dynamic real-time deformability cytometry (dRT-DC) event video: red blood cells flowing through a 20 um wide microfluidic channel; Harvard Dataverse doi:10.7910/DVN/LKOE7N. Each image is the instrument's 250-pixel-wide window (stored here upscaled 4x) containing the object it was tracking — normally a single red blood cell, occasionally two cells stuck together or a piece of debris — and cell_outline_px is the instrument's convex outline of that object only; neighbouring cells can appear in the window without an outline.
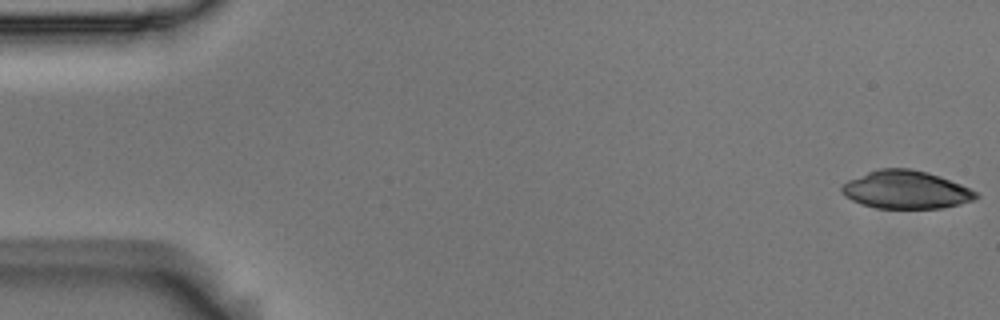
{"species": "Egyptian fruit bat (a non-hibernating species)", "species_latin": "Rousettus aegyptiacus", "temperature_condition": "room temperature", "stored_images_in_passage": 54, "camera_frame_rate_fps": 3000, "um_per_image_px": 0.085, "animal": {"sex": "male"}, "frame": {"image": 1, "passage_image": 1, "time_ms": 0.0, "image_size_px": [1000, 320], "cell_outline_px": [[980, 196], [976, 200], [960, 204], [940, 208], [876, 208], [860, 204], [844, 196], [840, 192], [840, 188], [848, 180], [868, 172], [880, 168], [908, 168], [928, 172], [940, 176], [960, 184], [976, 192]], "centroid_in_image_um": [77.0, 16.13], "position_along_channel_um": 8.0, "area_um2": 29.77}}
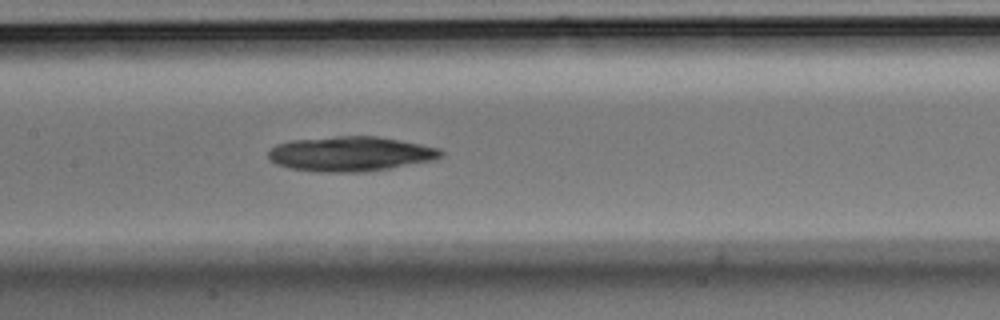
{"frame": {"image": 2, "passage_image": 26, "time_ms": 8.333, "image_size_px": [1000, 320], "cell_outline_px": [[444, 156], [436, 160], [388, 168], [360, 172], [316, 172], [288, 168], [276, 164], [268, 156], [268, 152], [276, 144], [292, 140], [336, 136], [376, 136], [420, 144], [440, 148], [444, 152]], "centroid_in_image_um": [29.8, 13.08], "position_along_channel_um": 177.6, "area_um2": 35.03}}
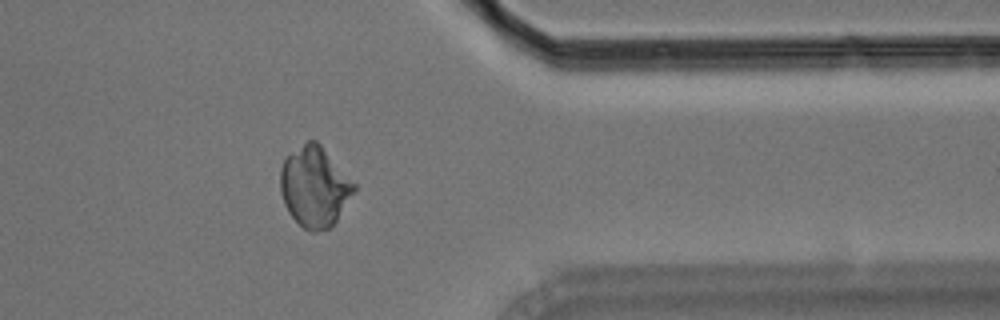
{"frame": {"image": 3, "passage_image": 44, "time_ms": 14.333, "image_size_px": [1000, 320], "cell_outline_px": [[356, 188], [336, 220], [328, 228], [316, 232], [312, 232], [304, 228], [288, 212], [284, 204], [280, 192], [280, 168], [284, 156], [308, 140], [316, 140], [320, 144], [356, 184]], "centroid_in_image_um": [26.7, 15.85], "position_along_channel_um": 384.7, "area_um2": 34.33}}